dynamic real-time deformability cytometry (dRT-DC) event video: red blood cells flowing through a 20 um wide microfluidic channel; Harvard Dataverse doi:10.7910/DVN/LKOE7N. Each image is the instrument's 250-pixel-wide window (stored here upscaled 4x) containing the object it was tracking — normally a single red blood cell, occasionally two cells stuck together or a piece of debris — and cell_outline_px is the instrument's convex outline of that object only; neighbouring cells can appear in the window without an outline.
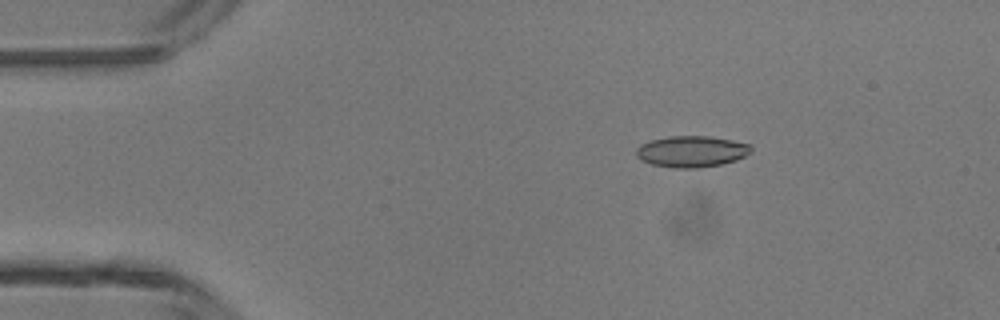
{"species": "common noctule bat (a hibernating species)", "species_latin": "Nyctalus noctula", "temperature_condition": "room temperature", "stored_images_in_passage": 47, "camera_frame_rate_fps": 3000, "um_per_image_px": 0.085, "animal": {"sex": "male", "body_mass_g": 13.3}, "frame": {"image": 1, "passage_image": 8, "time_ms": 2.333, "image_size_px": [1000, 320], "cell_outline_px": [[752, 152], [736, 160], [720, 164], [700, 168], [676, 168], [652, 164], [640, 160], [636, 156], [636, 148], [640, 144], [652, 140], [668, 136], [712, 136], [752, 144]], "centroid_in_image_um": [58.79, 12.87], "position_along_channel_um": 26.2, "area_um2": 21.1}}
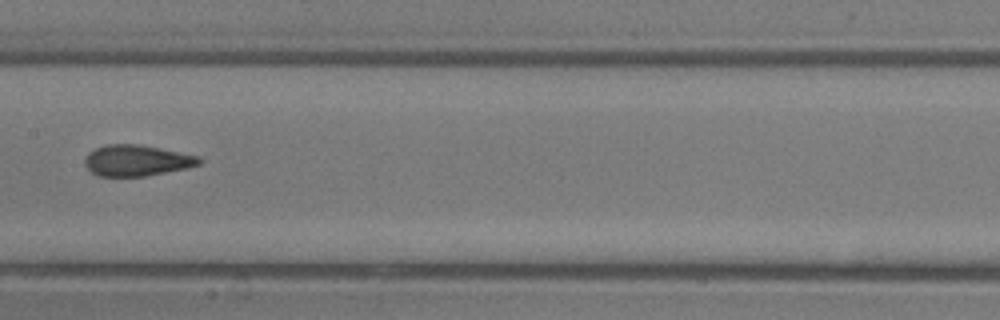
{"frame": {"image": 2, "passage_image": 24, "time_ms": 7.667, "image_size_px": [1000, 320], "cell_outline_px": [[204, 160], [200, 164], [188, 168], [144, 176], [96, 176], [84, 164], [84, 160], [88, 152], [96, 148], [108, 144], [140, 144], [200, 156]], "centroid_in_image_um": [11.64, 13.64], "position_along_channel_um": 195.8, "area_um2": 20.81}}
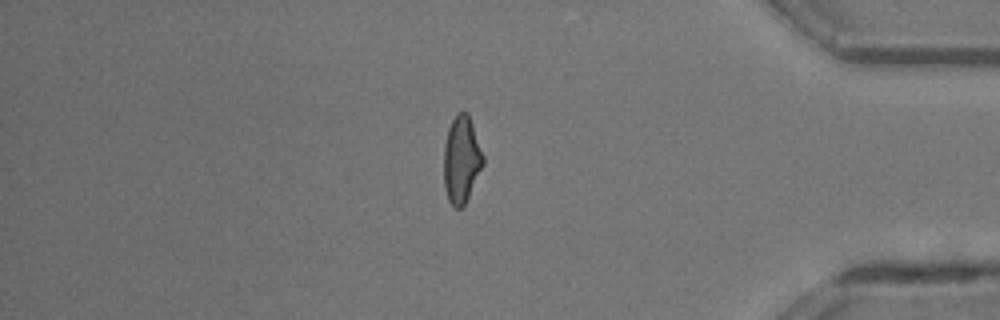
{"frame": {"image": 3, "passage_image": 40, "time_ms": 13.0, "image_size_px": [1000, 320], "cell_outline_px": [[484, 164], [464, 204], [460, 208], [456, 208], [448, 200], [444, 188], [444, 144], [448, 128], [456, 112], [468, 112], [484, 156]], "centroid_in_image_um": [39.22, 13.53], "position_along_channel_um": 396.0, "area_um2": 19.88}, "authors_computed_cell_mechanics": {"area_um2": 20.3456, "velocity_mm_per_s": 4.3858, "shape_relaxation_time_tau1_ms": 10.146, "shape_relaxation_time_tau2_ms": 1.2957, "deformation_change_tau1": 0.2435, "deformation_change_tau2": 0.0856}}